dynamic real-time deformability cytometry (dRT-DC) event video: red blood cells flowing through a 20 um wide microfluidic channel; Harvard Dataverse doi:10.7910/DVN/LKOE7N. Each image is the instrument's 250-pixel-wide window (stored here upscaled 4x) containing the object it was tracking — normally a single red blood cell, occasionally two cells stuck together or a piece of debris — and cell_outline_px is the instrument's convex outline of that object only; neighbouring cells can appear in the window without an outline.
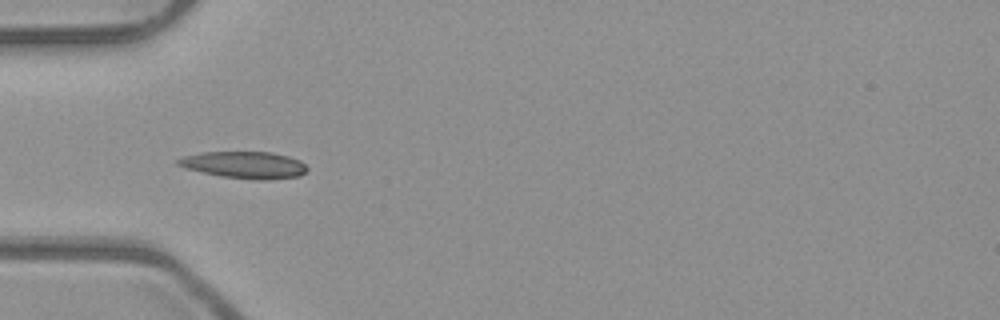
{"species": "common noctule bat (a hibernating species)", "species_latin": "Nyctalus noctula", "temperature_condition": "room temperature", "stored_images_in_passage": 6, "camera_frame_rate_fps": 3000, "um_per_image_px": 0.085, "animal": {"sex": "male", "body_mass_g": 23.1, "forearm_length_mm": 52.7}, "frame": {"image": 1, "passage_image": 4, "time_ms": 1.0, "image_size_px": [1000, 320], "cell_outline_px": [[308, 168], [300, 176], [268, 180], [252, 180], [220, 176], [184, 168], [176, 164], [176, 160], [184, 156], [200, 152], [272, 152], [288, 156], [300, 160]], "centroid_in_image_um": [20.77, 14.02], "position_along_channel_um": 64.2, "area_um2": 20.4}}
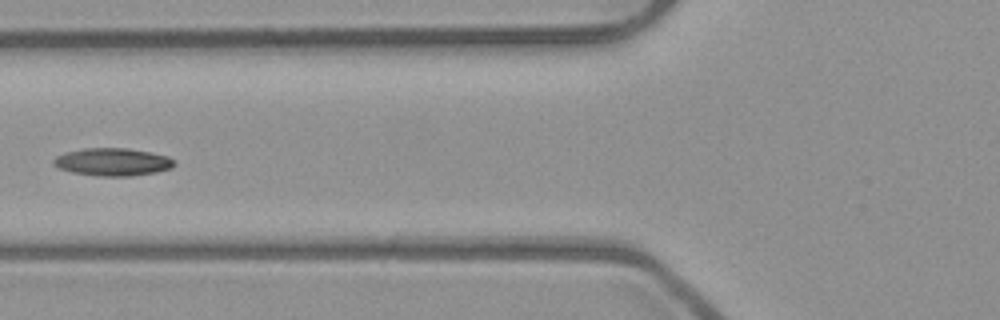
{"frame": {"image": 2, "passage_image": 5, "time_ms": 1.333, "image_size_px": [1000, 320], "cell_outline_px": [[176, 164], [172, 168], [156, 172], [132, 176], [96, 176], [72, 172], [60, 168], [52, 164], [52, 160], [56, 156], [64, 152], [84, 148], [128, 148], [152, 152], [168, 156]], "centroid_in_image_um": [9.57, 13.76], "position_along_channel_um": 116.2, "area_um2": 19.65}}
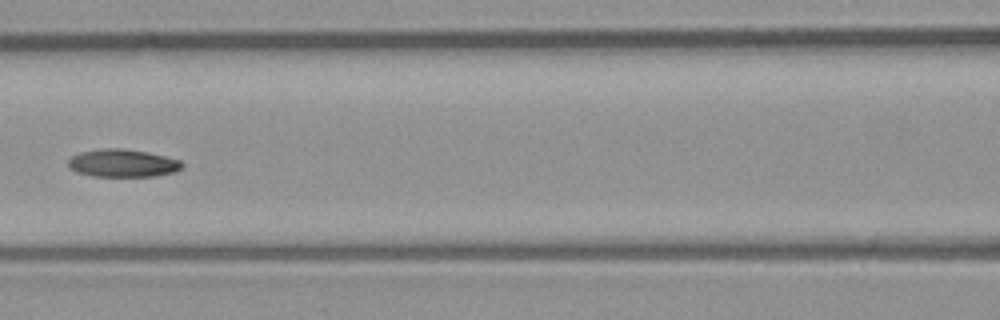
{"frame": {"image": 3, "passage_image": 6, "time_ms": 1.667, "image_size_px": [1000, 320], "cell_outline_px": [[184, 164], [176, 172], [156, 176], [92, 176], [76, 172], [68, 168], [68, 160], [72, 156], [80, 152], [100, 148], [120, 148], [148, 152], [180, 160]], "centroid_in_image_um": [10.41, 13.87], "position_along_channel_um": 156.2, "area_um2": 18.55}}